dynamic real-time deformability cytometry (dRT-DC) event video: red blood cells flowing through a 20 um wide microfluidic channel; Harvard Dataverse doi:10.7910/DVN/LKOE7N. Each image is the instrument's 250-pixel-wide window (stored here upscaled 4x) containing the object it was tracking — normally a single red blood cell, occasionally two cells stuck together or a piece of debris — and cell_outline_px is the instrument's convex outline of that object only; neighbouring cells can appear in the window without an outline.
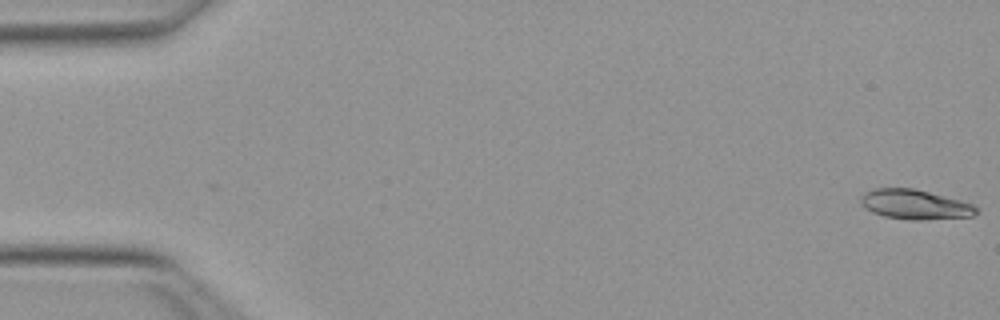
{"species": "Egyptian fruit bat (a non-hibernating species)", "species_latin": "Rousettus aegyptiacus", "temperature_condition": "warm", "stored_images_in_passage": 51, "camera_frame_rate_fps": 3000, "um_per_image_px": 0.085, "animal": {"sex": "female"}, "frame": {"image": 1, "passage_image": 1, "time_ms": 0.0, "image_size_px": [1000, 320], "cell_outline_px": [[980, 208], [972, 216], [924, 220], [912, 220], [884, 216], [872, 212], [864, 208], [860, 204], [860, 196], [864, 192], [876, 188], [912, 188], [960, 200], [972, 204]], "centroid_in_image_um": [77.73, 17.38], "position_along_channel_um": 7.3, "area_um2": 20.0}}
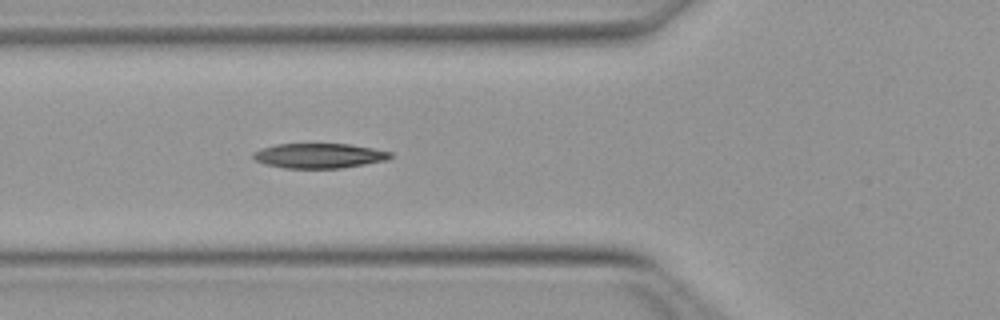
{"frame": {"image": 2, "passage_image": 19, "time_ms": 6.0, "image_size_px": [1000, 320], "cell_outline_px": [[392, 156], [388, 160], [340, 168], [284, 168], [264, 164], [256, 160], [252, 156], [252, 152], [276, 144], [348, 144], [372, 148], [392, 152]], "centroid_in_image_um": [27.12, 13.24], "position_along_channel_um": 98.7, "area_um2": 19.77}}
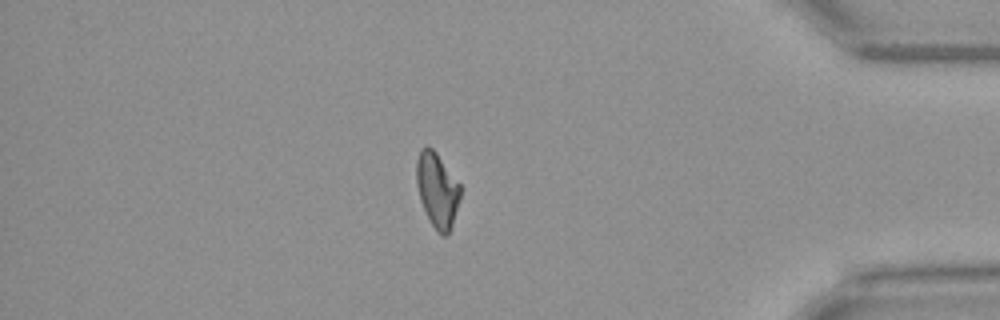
{"frame": {"image": 3, "passage_image": 44, "time_ms": 14.333, "image_size_px": [1000, 320], "cell_outline_px": [[460, 196], [452, 224], [448, 236], [444, 236], [436, 232], [420, 200], [416, 184], [416, 160], [420, 148], [428, 144], [436, 152], [460, 184]], "centroid_in_image_um": [37.14, 16.12], "position_along_channel_um": 398.1, "area_um2": 19.07}, "authors_computed_cell_mechanics": {"area_um2": 19.7676, "velocity_mm_per_s": 4.0274, "shape_relaxation_time_tau1_ms": 6.8324, "shape_relaxation_time_tau2_ms": 2.7189, "deformation_change_tau1": 0.1957, "deformation_change_tau2": 0.0932}}